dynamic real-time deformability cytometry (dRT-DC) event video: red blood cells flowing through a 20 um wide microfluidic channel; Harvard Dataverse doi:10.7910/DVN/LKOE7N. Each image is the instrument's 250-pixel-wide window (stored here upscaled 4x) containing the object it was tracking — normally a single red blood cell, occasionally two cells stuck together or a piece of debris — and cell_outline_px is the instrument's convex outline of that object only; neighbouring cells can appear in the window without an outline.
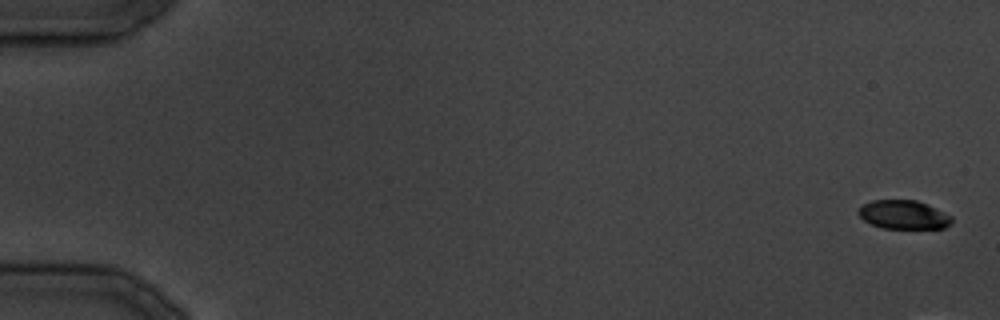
{"species": "common noctule bat (a hibernating species)", "species_latin": "Nyctalus noctula", "temperature_condition": "cold", "stored_images_in_passage": 8, "camera_frame_rate_fps": 3000, "um_per_image_px": 0.085, "animal": {"sex": "male", "body_mass_g": 19.5, "forearm_length_mm": 54.6}, "frame": {"image": 1, "passage_image": 1, "time_ms": 0.0, "image_size_px": [1000, 320], "cell_outline_px": [[952, 220], [944, 228], [884, 228], [872, 224], [864, 220], [856, 212], [864, 204], [872, 200], [916, 200], [928, 204], [952, 216]], "centroid_in_image_um": [76.8, 18.24], "position_along_channel_um": 8.2, "area_um2": 15.49}}